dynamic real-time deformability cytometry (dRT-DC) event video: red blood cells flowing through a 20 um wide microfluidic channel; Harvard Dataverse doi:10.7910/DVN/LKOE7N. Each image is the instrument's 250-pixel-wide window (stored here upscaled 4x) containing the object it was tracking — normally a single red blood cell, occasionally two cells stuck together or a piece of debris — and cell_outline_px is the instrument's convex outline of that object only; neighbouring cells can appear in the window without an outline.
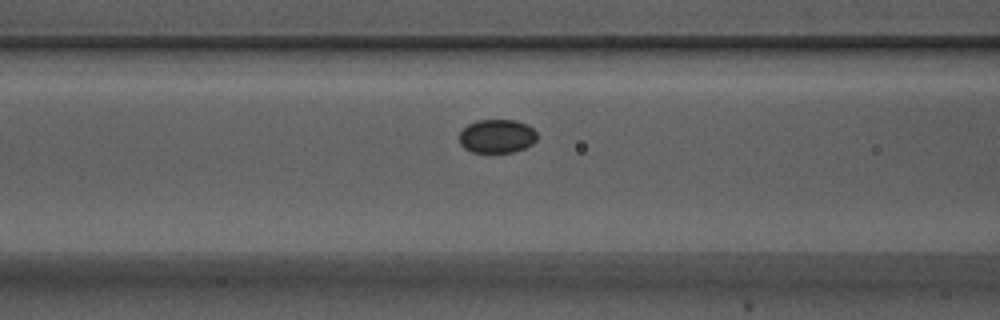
{"species": "Egyptian fruit bat (a non-hibernating species)", "species_latin": "Rousettus aegyptiacus", "temperature_condition": "warm", "stored_images_in_passage": 42, "camera_frame_rate_fps": 3000, "um_per_image_px": 0.085, "animal": {"sex": "male"}, "frame": {"image": 1, "passage_image": 10, "time_ms": 3.0, "image_size_px": [1000, 320], "cell_outline_px": [[536, 140], [532, 144], [524, 148], [512, 152], [472, 152], [464, 148], [460, 144], [460, 132], [468, 124], [476, 120], [516, 120], [528, 124], [536, 132]], "centroid_in_image_um": [42.24, 11.57], "position_along_channel_um": 124.4, "area_um2": 15.26}}
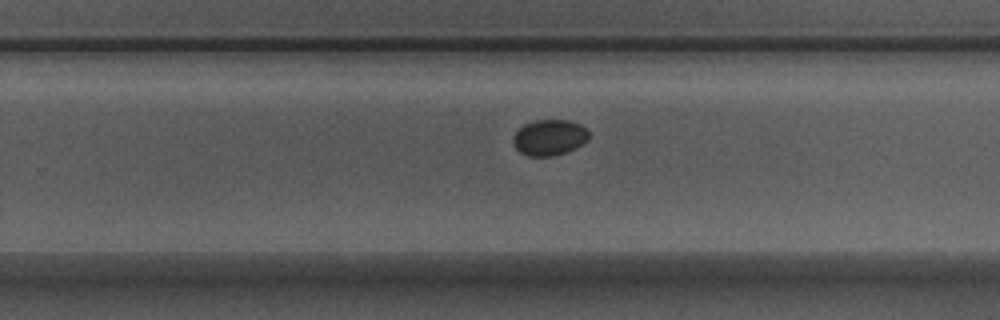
{"frame": {"image": 2, "passage_image": 23, "time_ms": 7.333, "image_size_px": [1000, 320], "cell_outline_px": [[588, 140], [564, 152], [552, 156], [528, 156], [520, 152], [512, 144], [512, 136], [524, 124], [536, 120], [568, 120], [580, 124], [588, 132]], "centroid_in_image_um": [46.64, 11.68], "position_along_channel_um": 283.2, "area_um2": 15.61}}
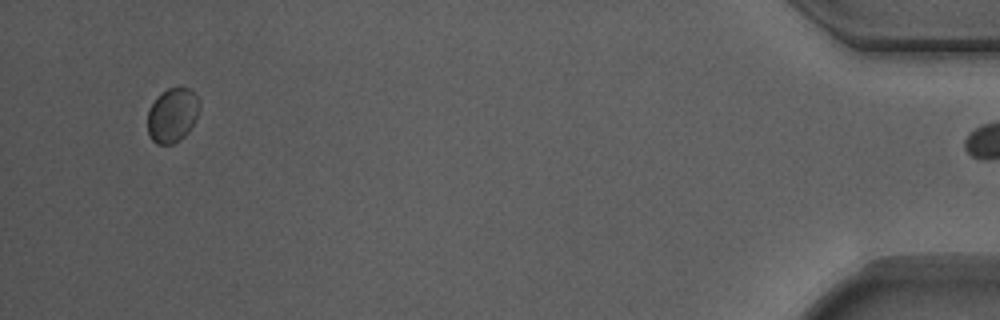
{"frame": {"image": 3, "passage_image": 41, "time_ms": 13.333, "image_size_px": [1000, 320], "cell_outline_px": [[200, 108], [196, 120], [188, 132], [180, 140], [172, 144], [156, 144], [152, 140], [148, 132], [148, 112], [152, 104], [168, 88], [180, 84], [188, 88], [200, 100]], "centroid_in_image_um": [14.69, 9.78], "position_along_channel_um": 420.5, "area_um2": 16.53}, "authors_computed_cell_mechanics": {"area_um2": 16.0684, "velocity_mm_per_s": 3.6726, "shape_relaxation_time_tau1_ms": 3.9245, "shape_relaxation_time_tau2_ms": null, "deformation_change_tau1": 0.0389, "deformation_change_tau2": null}}